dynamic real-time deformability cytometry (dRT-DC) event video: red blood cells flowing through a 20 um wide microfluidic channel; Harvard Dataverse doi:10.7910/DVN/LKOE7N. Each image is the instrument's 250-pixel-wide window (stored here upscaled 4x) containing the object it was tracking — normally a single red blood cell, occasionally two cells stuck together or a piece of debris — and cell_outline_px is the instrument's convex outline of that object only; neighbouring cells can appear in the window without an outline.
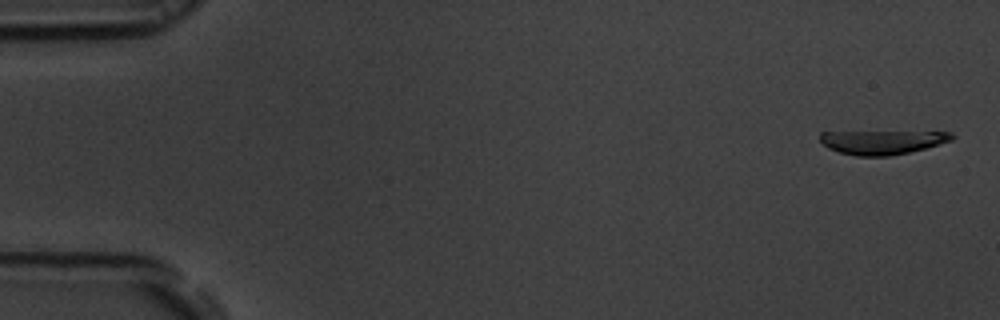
{"species": "common noctule bat (a hibernating species)", "species_latin": "Nyctalus noctula", "temperature_condition": "room temperature", "stored_images_in_passage": 1, "camera_frame_rate_fps": 3000, "um_per_image_px": 0.085, "animal": {"sex": "male", "body_mass_g": 19.5, "forearm_length_mm": 54.6}, "frame": {"image": 1, "passage_image": 1, "time_ms": 0.0, "image_size_px": [1000, 320], "cell_outline_px": [[956, 136], [952, 140], [924, 148], [908, 152], [888, 156], [856, 156], [840, 152], [828, 148], [820, 140], [820, 132], [952, 132]], "centroid_in_image_um": [74.99, 12.07], "position_along_channel_um": 10.0, "area_um2": 18.15}}